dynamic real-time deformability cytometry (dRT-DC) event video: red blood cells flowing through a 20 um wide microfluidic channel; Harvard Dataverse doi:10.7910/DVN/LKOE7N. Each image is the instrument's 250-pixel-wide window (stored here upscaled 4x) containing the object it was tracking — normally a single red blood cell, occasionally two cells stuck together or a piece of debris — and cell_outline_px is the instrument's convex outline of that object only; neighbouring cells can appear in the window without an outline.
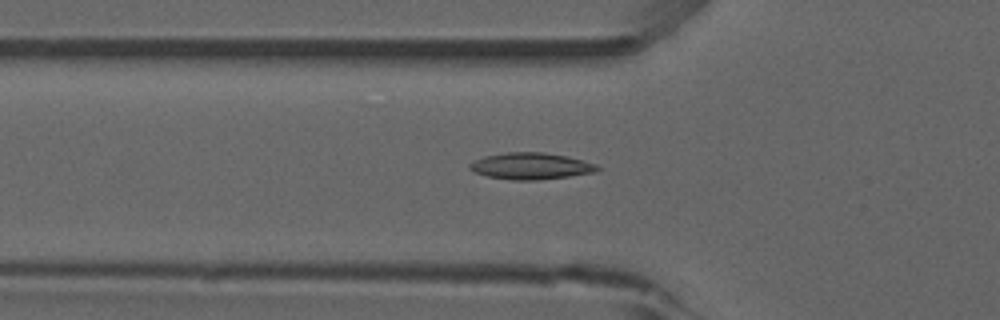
{"species": "common noctule bat (a hibernating species)", "species_latin": "Nyctalus noctula", "temperature_condition": "room temperature", "stored_images_in_passage": 48, "camera_frame_rate_fps": 3000, "um_per_image_px": 0.085, "animal": {"sex": "male", "forearm_length_mm": 52.5}, "frame": {"image": 1, "passage_image": 14, "time_ms": 4.333, "image_size_px": [1000, 320], "cell_outline_px": [[600, 168], [596, 172], [568, 176], [536, 180], [512, 180], [488, 176], [476, 172], [468, 168], [468, 164], [484, 156], [508, 152], [544, 152], [568, 156], [596, 164]], "centroid_in_image_um": [45.13, 14.11], "position_along_channel_um": 80.7, "area_um2": 19.65}, "authors_computed_cell_mechanics": {"area_um2": 17.8891, "velocity_mm_per_s": 3.9209, "shape_relaxation_time_tau1_ms": null, "shape_relaxation_time_tau2_ms": 3.7412, "deformation_change_tau1": null, "deformation_change_tau2": 0.0973}}